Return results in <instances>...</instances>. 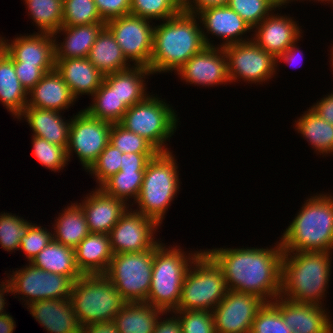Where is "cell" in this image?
Returning a JSON list of instances; mask_svg holds the SVG:
<instances>
[{"instance_id":"1","label":"cell","mask_w":333,"mask_h":333,"mask_svg":"<svg viewBox=\"0 0 333 333\" xmlns=\"http://www.w3.org/2000/svg\"><path fill=\"white\" fill-rule=\"evenodd\" d=\"M274 247L213 248L204 251L221 268L228 290L254 294L272 302L281 293L283 249Z\"/></svg>"},{"instance_id":"2","label":"cell","mask_w":333,"mask_h":333,"mask_svg":"<svg viewBox=\"0 0 333 333\" xmlns=\"http://www.w3.org/2000/svg\"><path fill=\"white\" fill-rule=\"evenodd\" d=\"M198 23V24H197ZM196 15L180 11L175 16L154 24L152 74L176 73L189 59L207 45Z\"/></svg>"},{"instance_id":"3","label":"cell","mask_w":333,"mask_h":333,"mask_svg":"<svg viewBox=\"0 0 333 333\" xmlns=\"http://www.w3.org/2000/svg\"><path fill=\"white\" fill-rule=\"evenodd\" d=\"M331 260L330 251L283 252L280 296L294 302L323 305L332 274Z\"/></svg>"},{"instance_id":"4","label":"cell","mask_w":333,"mask_h":333,"mask_svg":"<svg viewBox=\"0 0 333 333\" xmlns=\"http://www.w3.org/2000/svg\"><path fill=\"white\" fill-rule=\"evenodd\" d=\"M297 213L280 237L283 252H332L333 196L316 193Z\"/></svg>"},{"instance_id":"5","label":"cell","mask_w":333,"mask_h":333,"mask_svg":"<svg viewBox=\"0 0 333 333\" xmlns=\"http://www.w3.org/2000/svg\"><path fill=\"white\" fill-rule=\"evenodd\" d=\"M202 251L188 253L180 246L167 247L161 241L154 248L151 286L146 303L172 312L178 305L185 274Z\"/></svg>"},{"instance_id":"6","label":"cell","mask_w":333,"mask_h":333,"mask_svg":"<svg viewBox=\"0 0 333 333\" xmlns=\"http://www.w3.org/2000/svg\"><path fill=\"white\" fill-rule=\"evenodd\" d=\"M173 152H158L146 165L144 179L133 209L161 226L166 211L180 188L178 164Z\"/></svg>"},{"instance_id":"7","label":"cell","mask_w":333,"mask_h":333,"mask_svg":"<svg viewBox=\"0 0 333 333\" xmlns=\"http://www.w3.org/2000/svg\"><path fill=\"white\" fill-rule=\"evenodd\" d=\"M70 302L82 327L113 321L126 303L104 274L81 275L76 279Z\"/></svg>"},{"instance_id":"8","label":"cell","mask_w":333,"mask_h":333,"mask_svg":"<svg viewBox=\"0 0 333 333\" xmlns=\"http://www.w3.org/2000/svg\"><path fill=\"white\" fill-rule=\"evenodd\" d=\"M228 291L221 268L203 250L185 274L174 310L213 311Z\"/></svg>"},{"instance_id":"9","label":"cell","mask_w":333,"mask_h":333,"mask_svg":"<svg viewBox=\"0 0 333 333\" xmlns=\"http://www.w3.org/2000/svg\"><path fill=\"white\" fill-rule=\"evenodd\" d=\"M153 95L129 107L119 124L142 136L158 152H169L167 139L170 141L180 121L176 111L165 99L160 100V97Z\"/></svg>"},{"instance_id":"10","label":"cell","mask_w":333,"mask_h":333,"mask_svg":"<svg viewBox=\"0 0 333 333\" xmlns=\"http://www.w3.org/2000/svg\"><path fill=\"white\" fill-rule=\"evenodd\" d=\"M154 248L114 254L104 274L126 303L146 302L152 278Z\"/></svg>"},{"instance_id":"11","label":"cell","mask_w":333,"mask_h":333,"mask_svg":"<svg viewBox=\"0 0 333 333\" xmlns=\"http://www.w3.org/2000/svg\"><path fill=\"white\" fill-rule=\"evenodd\" d=\"M12 274H7L11 295H21L24 305L46 299H70L73 281L68 276L43 271L30 262Z\"/></svg>"},{"instance_id":"12","label":"cell","mask_w":333,"mask_h":333,"mask_svg":"<svg viewBox=\"0 0 333 333\" xmlns=\"http://www.w3.org/2000/svg\"><path fill=\"white\" fill-rule=\"evenodd\" d=\"M223 50L231 83L243 79L244 82L260 85L275 77L277 59L253 40L230 44L223 47Z\"/></svg>"},{"instance_id":"13","label":"cell","mask_w":333,"mask_h":333,"mask_svg":"<svg viewBox=\"0 0 333 333\" xmlns=\"http://www.w3.org/2000/svg\"><path fill=\"white\" fill-rule=\"evenodd\" d=\"M111 126V122L94 118L84 109L73 115L66 148L68 162L74 152L88 170L109 143Z\"/></svg>"},{"instance_id":"14","label":"cell","mask_w":333,"mask_h":333,"mask_svg":"<svg viewBox=\"0 0 333 333\" xmlns=\"http://www.w3.org/2000/svg\"><path fill=\"white\" fill-rule=\"evenodd\" d=\"M150 20L132 14L106 22L126 60L133 66L149 68L153 48L154 25Z\"/></svg>"},{"instance_id":"15","label":"cell","mask_w":333,"mask_h":333,"mask_svg":"<svg viewBox=\"0 0 333 333\" xmlns=\"http://www.w3.org/2000/svg\"><path fill=\"white\" fill-rule=\"evenodd\" d=\"M159 227L153 219L135 212L130 206L109 233L113 254L155 248L161 242L154 235Z\"/></svg>"},{"instance_id":"16","label":"cell","mask_w":333,"mask_h":333,"mask_svg":"<svg viewBox=\"0 0 333 333\" xmlns=\"http://www.w3.org/2000/svg\"><path fill=\"white\" fill-rule=\"evenodd\" d=\"M264 303L254 294L228 290L212 311L216 333H250L254 318Z\"/></svg>"},{"instance_id":"17","label":"cell","mask_w":333,"mask_h":333,"mask_svg":"<svg viewBox=\"0 0 333 333\" xmlns=\"http://www.w3.org/2000/svg\"><path fill=\"white\" fill-rule=\"evenodd\" d=\"M186 84L199 86L231 84L223 47L206 46L176 71Z\"/></svg>"},{"instance_id":"18","label":"cell","mask_w":333,"mask_h":333,"mask_svg":"<svg viewBox=\"0 0 333 333\" xmlns=\"http://www.w3.org/2000/svg\"><path fill=\"white\" fill-rule=\"evenodd\" d=\"M196 16L199 22L202 23L200 26L204 28L201 30L207 46H215L212 43L213 40L211 41L208 38V34L215 35L218 39H223L221 44L216 45L219 47L252 40V35L251 38L245 35L248 32H252L251 27L228 5L205 9L200 11Z\"/></svg>"},{"instance_id":"19","label":"cell","mask_w":333,"mask_h":333,"mask_svg":"<svg viewBox=\"0 0 333 333\" xmlns=\"http://www.w3.org/2000/svg\"><path fill=\"white\" fill-rule=\"evenodd\" d=\"M272 303L292 333H333V320L323 305L294 302L281 296Z\"/></svg>"},{"instance_id":"20","label":"cell","mask_w":333,"mask_h":333,"mask_svg":"<svg viewBox=\"0 0 333 333\" xmlns=\"http://www.w3.org/2000/svg\"><path fill=\"white\" fill-rule=\"evenodd\" d=\"M2 38L13 64L37 65L45 73L55 69L54 38L51 33L34 32L20 35L11 41Z\"/></svg>"},{"instance_id":"21","label":"cell","mask_w":333,"mask_h":333,"mask_svg":"<svg viewBox=\"0 0 333 333\" xmlns=\"http://www.w3.org/2000/svg\"><path fill=\"white\" fill-rule=\"evenodd\" d=\"M274 11L276 9L254 28L252 40L277 59L289 46L303 37V30L292 17L274 14Z\"/></svg>"},{"instance_id":"22","label":"cell","mask_w":333,"mask_h":333,"mask_svg":"<svg viewBox=\"0 0 333 333\" xmlns=\"http://www.w3.org/2000/svg\"><path fill=\"white\" fill-rule=\"evenodd\" d=\"M77 204L85 214L89 232L108 235L130 207L123 200L105 194L99 187Z\"/></svg>"},{"instance_id":"23","label":"cell","mask_w":333,"mask_h":333,"mask_svg":"<svg viewBox=\"0 0 333 333\" xmlns=\"http://www.w3.org/2000/svg\"><path fill=\"white\" fill-rule=\"evenodd\" d=\"M28 311L48 333H81L82 325L70 299H46L27 305Z\"/></svg>"},{"instance_id":"24","label":"cell","mask_w":333,"mask_h":333,"mask_svg":"<svg viewBox=\"0 0 333 333\" xmlns=\"http://www.w3.org/2000/svg\"><path fill=\"white\" fill-rule=\"evenodd\" d=\"M76 99L56 69L44 74L42 79L28 92L27 106L63 111L73 106Z\"/></svg>"},{"instance_id":"25","label":"cell","mask_w":333,"mask_h":333,"mask_svg":"<svg viewBox=\"0 0 333 333\" xmlns=\"http://www.w3.org/2000/svg\"><path fill=\"white\" fill-rule=\"evenodd\" d=\"M55 69L76 100L80 95L92 96L104 80V76L87 57L55 60Z\"/></svg>"},{"instance_id":"26","label":"cell","mask_w":333,"mask_h":333,"mask_svg":"<svg viewBox=\"0 0 333 333\" xmlns=\"http://www.w3.org/2000/svg\"><path fill=\"white\" fill-rule=\"evenodd\" d=\"M75 263L82 275L105 274L113 257L110 236L89 233L75 248Z\"/></svg>"},{"instance_id":"27","label":"cell","mask_w":333,"mask_h":333,"mask_svg":"<svg viewBox=\"0 0 333 333\" xmlns=\"http://www.w3.org/2000/svg\"><path fill=\"white\" fill-rule=\"evenodd\" d=\"M62 112L26 106L18 120L24 118L33 131L32 136L64 147L68 146L71 120L63 119Z\"/></svg>"},{"instance_id":"28","label":"cell","mask_w":333,"mask_h":333,"mask_svg":"<svg viewBox=\"0 0 333 333\" xmlns=\"http://www.w3.org/2000/svg\"><path fill=\"white\" fill-rule=\"evenodd\" d=\"M106 26V23H95L77 26H61L54 32L55 60L72 58H86L93 46L98 34ZM62 32V33H61ZM63 35V42L57 41V36ZM59 43V44H58Z\"/></svg>"},{"instance_id":"29","label":"cell","mask_w":333,"mask_h":333,"mask_svg":"<svg viewBox=\"0 0 333 333\" xmlns=\"http://www.w3.org/2000/svg\"><path fill=\"white\" fill-rule=\"evenodd\" d=\"M153 75L149 68L131 66L123 71L104 76V81L116 92L120 100L129 108L143 101L149 94L145 79Z\"/></svg>"},{"instance_id":"30","label":"cell","mask_w":333,"mask_h":333,"mask_svg":"<svg viewBox=\"0 0 333 333\" xmlns=\"http://www.w3.org/2000/svg\"><path fill=\"white\" fill-rule=\"evenodd\" d=\"M165 314L146 302L125 303L113 322L119 333H153L159 317Z\"/></svg>"},{"instance_id":"31","label":"cell","mask_w":333,"mask_h":333,"mask_svg":"<svg viewBox=\"0 0 333 333\" xmlns=\"http://www.w3.org/2000/svg\"><path fill=\"white\" fill-rule=\"evenodd\" d=\"M87 58L103 76L123 71L132 66L123 55L114 35L106 26L98 34Z\"/></svg>"},{"instance_id":"32","label":"cell","mask_w":333,"mask_h":333,"mask_svg":"<svg viewBox=\"0 0 333 333\" xmlns=\"http://www.w3.org/2000/svg\"><path fill=\"white\" fill-rule=\"evenodd\" d=\"M30 263L43 271L68 276L73 282L82 275L75 263L74 248L53 239Z\"/></svg>"},{"instance_id":"33","label":"cell","mask_w":333,"mask_h":333,"mask_svg":"<svg viewBox=\"0 0 333 333\" xmlns=\"http://www.w3.org/2000/svg\"><path fill=\"white\" fill-rule=\"evenodd\" d=\"M28 92L19 81L13 59L5 52L0 58V102L17 118L27 106Z\"/></svg>"},{"instance_id":"34","label":"cell","mask_w":333,"mask_h":333,"mask_svg":"<svg viewBox=\"0 0 333 333\" xmlns=\"http://www.w3.org/2000/svg\"><path fill=\"white\" fill-rule=\"evenodd\" d=\"M295 122V130L305 137L317 154H323V157L333 155V124L323 120L310 107Z\"/></svg>"},{"instance_id":"35","label":"cell","mask_w":333,"mask_h":333,"mask_svg":"<svg viewBox=\"0 0 333 333\" xmlns=\"http://www.w3.org/2000/svg\"><path fill=\"white\" fill-rule=\"evenodd\" d=\"M56 216L52 224L53 240L75 248L90 232L86 223L85 214L77 203H71Z\"/></svg>"},{"instance_id":"36","label":"cell","mask_w":333,"mask_h":333,"mask_svg":"<svg viewBox=\"0 0 333 333\" xmlns=\"http://www.w3.org/2000/svg\"><path fill=\"white\" fill-rule=\"evenodd\" d=\"M92 104L84 110L92 117L111 123H119L128 107L119 99L114 88L104 80L92 95Z\"/></svg>"},{"instance_id":"37","label":"cell","mask_w":333,"mask_h":333,"mask_svg":"<svg viewBox=\"0 0 333 333\" xmlns=\"http://www.w3.org/2000/svg\"><path fill=\"white\" fill-rule=\"evenodd\" d=\"M38 33L56 32L63 23V0H24Z\"/></svg>"},{"instance_id":"38","label":"cell","mask_w":333,"mask_h":333,"mask_svg":"<svg viewBox=\"0 0 333 333\" xmlns=\"http://www.w3.org/2000/svg\"><path fill=\"white\" fill-rule=\"evenodd\" d=\"M144 173L145 170H120L96 187H99L105 194L121 199L133 207V202L137 199L142 187ZM130 198L134 199L132 205L127 203Z\"/></svg>"},{"instance_id":"39","label":"cell","mask_w":333,"mask_h":333,"mask_svg":"<svg viewBox=\"0 0 333 333\" xmlns=\"http://www.w3.org/2000/svg\"><path fill=\"white\" fill-rule=\"evenodd\" d=\"M182 11V0H131L130 14L144 19L166 20Z\"/></svg>"},{"instance_id":"40","label":"cell","mask_w":333,"mask_h":333,"mask_svg":"<svg viewBox=\"0 0 333 333\" xmlns=\"http://www.w3.org/2000/svg\"><path fill=\"white\" fill-rule=\"evenodd\" d=\"M33 223L12 213H0V245L7 252L20 248L21 239L27 235Z\"/></svg>"},{"instance_id":"41","label":"cell","mask_w":333,"mask_h":333,"mask_svg":"<svg viewBox=\"0 0 333 333\" xmlns=\"http://www.w3.org/2000/svg\"><path fill=\"white\" fill-rule=\"evenodd\" d=\"M105 23L96 8L94 0H63L62 26Z\"/></svg>"},{"instance_id":"42","label":"cell","mask_w":333,"mask_h":333,"mask_svg":"<svg viewBox=\"0 0 333 333\" xmlns=\"http://www.w3.org/2000/svg\"><path fill=\"white\" fill-rule=\"evenodd\" d=\"M33 155L46 169L54 172L68 165L66 149L45 139L32 136Z\"/></svg>"},{"instance_id":"43","label":"cell","mask_w":333,"mask_h":333,"mask_svg":"<svg viewBox=\"0 0 333 333\" xmlns=\"http://www.w3.org/2000/svg\"><path fill=\"white\" fill-rule=\"evenodd\" d=\"M109 143L122 153H158L142 136L126 130L119 123H112Z\"/></svg>"},{"instance_id":"44","label":"cell","mask_w":333,"mask_h":333,"mask_svg":"<svg viewBox=\"0 0 333 333\" xmlns=\"http://www.w3.org/2000/svg\"><path fill=\"white\" fill-rule=\"evenodd\" d=\"M233 9L253 29L278 7L271 0H229Z\"/></svg>"},{"instance_id":"45","label":"cell","mask_w":333,"mask_h":333,"mask_svg":"<svg viewBox=\"0 0 333 333\" xmlns=\"http://www.w3.org/2000/svg\"><path fill=\"white\" fill-rule=\"evenodd\" d=\"M250 333H292V329L284 323L279 309L272 302H265L254 318Z\"/></svg>"},{"instance_id":"46","label":"cell","mask_w":333,"mask_h":333,"mask_svg":"<svg viewBox=\"0 0 333 333\" xmlns=\"http://www.w3.org/2000/svg\"><path fill=\"white\" fill-rule=\"evenodd\" d=\"M122 152L108 143L106 148L101 152L98 159L86 171L95 176L97 184L100 186L113 174L120 171Z\"/></svg>"},{"instance_id":"47","label":"cell","mask_w":333,"mask_h":333,"mask_svg":"<svg viewBox=\"0 0 333 333\" xmlns=\"http://www.w3.org/2000/svg\"><path fill=\"white\" fill-rule=\"evenodd\" d=\"M180 322L182 333H216L212 311L173 310Z\"/></svg>"},{"instance_id":"48","label":"cell","mask_w":333,"mask_h":333,"mask_svg":"<svg viewBox=\"0 0 333 333\" xmlns=\"http://www.w3.org/2000/svg\"><path fill=\"white\" fill-rule=\"evenodd\" d=\"M42 227L36 223L33 224L27 235L21 239L19 250L24 252L28 262H31L53 239L52 230L50 232L47 228Z\"/></svg>"},{"instance_id":"49","label":"cell","mask_w":333,"mask_h":333,"mask_svg":"<svg viewBox=\"0 0 333 333\" xmlns=\"http://www.w3.org/2000/svg\"><path fill=\"white\" fill-rule=\"evenodd\" d=\"M94 2L105 23L111 19L130 14L131 0H94Z\"/></svg>"},{"instance_id":"50","label":"cell","mask_w":333,"mask_h":333,"mask_svg":"<svg viewBox=\"0 0 333 333\" xmlns=\"http://www.w3.org/2000/svg\"><path fill=\"white\" fill-rule=\"evenodd\" d=\"M22 86L29 92L44 76L45 72L37 65L13 64Z\"/></svg>"},{"instance_id":"51","label":"cell","mask_w":333,"mask_h":333,"mask_svg":"<svg viewBox=\"0 0 333 333\" xmlns=\"http://www.w3.org/2000/svg\"><path fill=\"white\" fill-rule=\"evenodd\" d=\"M157 153H122L120 170H145L147 163Z\"/></svg>"},{"instance_id":"52","label":"cell","mask_w":333,"mask_h":333,"mask_svg":"<svg viewBox=\"0 0 333 333\" xmlns=\"http://www.w3.org/2000/svg\"><path fill=\"white\" fill-rule=\"evenodd\" d=\"M229 0H182V11L197 15L211 7L227 6Z\"/></svg>"},{"instance_id":"53","label":"cell","mask_w":333,"mask_h":333,"mask_svg":"<svg viewBox=\"0 0 333 333\" xmlns=\"http://www.w3.org/2000/svg\"><path fill=\"white\" fill-rule=\"evenodd\" d=\"M323 120L333 124V92L310 106Z\"/></svg>"},{"instance_id":"54","label":"cell","mask_w":333,"mask_h":333,"mask_svg":"<svg viewBox=\"0 0 333 333\" xmlns=\"http://www.w3.org/2000/svg\"><path fill=\"white\" fill-rule=\"evenodd\" d=\"M169 313L173 317H166L167 319L163 318V320H161L162 318L160 316L153 333H182L178 317L171 312H168V314Z\"/></svg>"},{"instance_id":"55","label":"cell","mask_w":333,"mask_h":333,"mask_svg":"<svg viewBox=\"0 0 333 333\" xmlns=\"http://www.w3.org/2000/svg\"><path fill=\"white\" fill-rule=\"evenodd\" d=\"M298 41H300V38L295 41L291 46L287 48L285 52H283L278 58H277V67L279 66L278 62H284L287 63L289 66L294 65L299 58L303 57V51L299 49ZM298 46V47H297ZM298 58V60H297ZM302 61V60H301ZM296 65V64H295Z\"/></svg>"},{"instance_id":"56","label":"cell","mask_w":333,"mask_h":333,"mask_svg":"<svg viewBox=\"0 0 333 333\" xmlns=\"http://www.w3.org/2000/svg\"><path fill=\"white\" fill-rule=\"evenodd\" d=\"M81 333H119L113 321L93 323L82 327Z\"/></svg>"},{"instance_id":"57","label":"cell","mask_w":333,"mask_h":333,"mask_svg":"<svg viewBox=\"0 0 333 333\" xmlns=\"http://www.w3.org/2000/svg\"><path fill=\"white\" fill-rule=\"evenodd\" d=\"M16 322L8 313L0 315V333H13Z\"/></svg>"},{"instance_id":"58","label":"cell","mask_w":333,"mask_h":333,"mask_svg":"<svg viewBox=\"0 0 333 333\" xmlns=\"http://www.w3.org/2000/svg\"><path fill=\"white\" fill-rule=\"evenodd\" d=\"M5 282H0V315H3L6 313L5 311V304L7 303L5 296V293H11V286L8 281V279L4 280ZM6 300V302H5Z\"/></svg>"},{"instance_id":"59","label":"cell","mask_w":333,"mask_h":333,"mask_svg":"<svg viewBox=\"0 0 333 333\" xmlns=\"http://www.w3.org/2000/svg\"><path fill=\"white\" fill-rule=\"evenodd\" d=\"M277 7L279 10L281 8V6L285 7L287 6L286 4H289L291 2V0H271Z\"/></svg>"},{"instance_id":"60","label":"cell","mask_w":333,"mask_h":333,"mask_svg":"<svg viewBox=\"0 0 333 333\" xmlns=\"http://www.w3.org/2000/svg\"><path fill=\"white\" fill-rule=\"evenodd\" d=\"M6 52V44L2 37H0V58Z\"/></svg>"},{"instance_id":"61","label":"cell","mask_w":333,"mask_h":333,"mask_svg":"<svg viewBox=\"0 0 333 333\" xmlns=\"http://www.w3.org/2000/svg\"><path fill=\"white\" fill-rule=\"evenodd\" d=\"M292 1H295V0H291V2ZM296 1H298V0H296ZM299 1H301V0H299ZM303 1V0H302ZM309 1H311V0H309ZM313 1V0H312ZM315 1H318V2H321V3H323V2H327V3H329L330 4V0H314V2Z\"/></svg>"},{"instance_id":"62","label":"cell","mask_w":333,"mask_h":333,"mask_svg":"<svg viewBox=\"0 0 333 333\" xmlns=\"http://www.w3.org/2000/svg\"><path fill=\"white\" fill-rule=\"evenodd\" d=\"M330 52H331V66L333 67V45H332V48H331V50H330ZM332 71H333V68H332Z\"/></svg>"}]
</instances>
